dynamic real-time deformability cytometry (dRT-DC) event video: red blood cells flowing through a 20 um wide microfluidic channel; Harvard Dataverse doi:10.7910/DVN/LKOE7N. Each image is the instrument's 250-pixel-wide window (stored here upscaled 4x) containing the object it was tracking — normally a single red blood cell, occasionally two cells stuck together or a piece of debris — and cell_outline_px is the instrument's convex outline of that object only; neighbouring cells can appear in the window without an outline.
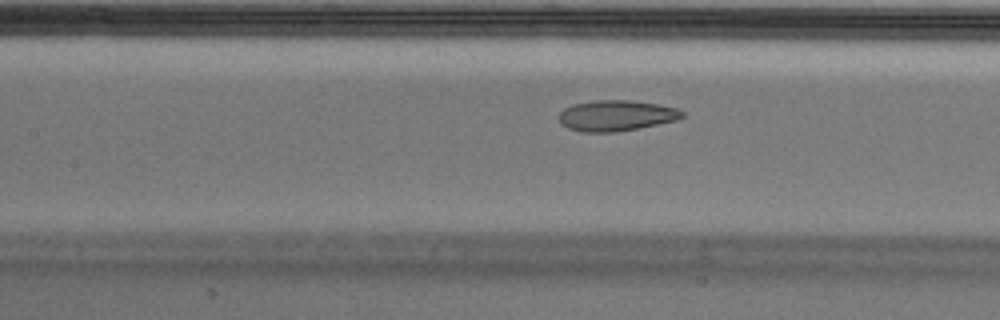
{"species": "Egyptian fruit bat (a non-hibernating species)", "species_latin": "Rousettus aegyptiacus", "temperature_condition": "cold", "stored_images_in_passage": 35, "camera_frame_rate_fps": 3000, "um_per_image_px": 0.085, "animal": {"sex": "male"}, "frame": {"image": 1, "passage_image": 8, "time_ms": 2.333, "image_size_px": [1000, 320], "cell_outline_px": [[684, 116], [676, 120], [616, 132], [584, 132], [568, 128], [560, 124], [560, 112], [564, 108], [572, 104], [596, 100], [632, 100], [656, 104], [676, 108], [684, 112]], "centroid_in_image_um": [52.35, 9.82], "position_along_channel_um": 155.1, "area_um2": 21.91}}
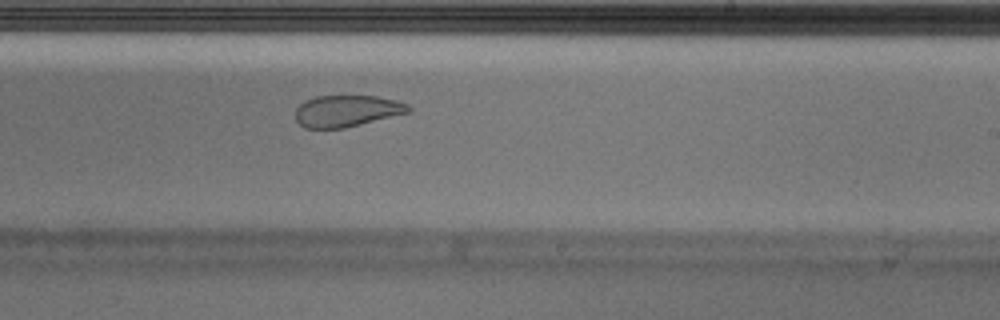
{"frame": {"image": 2, "passage_image": 17, "time_ms": 5.333, "image_size_px": [1000, 320], "cell_outline_px": [[412, 112], [344, 128], [304, 128], [296, 120], [296, 108], [304, 100], [316, 96], [376, 96], [396, 100], [408, 104], [412, 108]], "centroid_in_image_um": [29.5, 9.43], "position_along_channel_um": 259.5, "area_um2": 20.92}}